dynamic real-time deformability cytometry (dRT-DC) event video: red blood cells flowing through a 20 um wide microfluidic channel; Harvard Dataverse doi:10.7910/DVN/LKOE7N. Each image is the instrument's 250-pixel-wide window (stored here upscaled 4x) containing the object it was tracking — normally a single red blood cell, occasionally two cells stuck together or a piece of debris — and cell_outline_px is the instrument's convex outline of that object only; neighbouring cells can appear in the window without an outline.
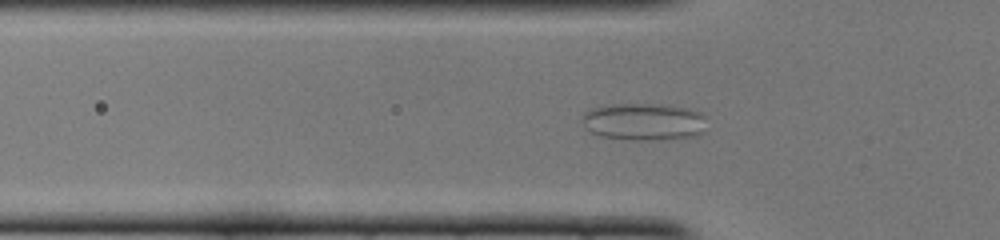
{"species": "common noctule bat (a hibernating species)", "species_latin": "Nyctalus noctula", "temperature_condition": "cold", "stored_images_in_passage": 50, "camera_frame_rate_fps": 3000, "um_per_image_px": 0.085, "animal": {"sex": "female", "body_mass_g": 22.0, "forearm_length_mm": 56.7}, "frame": {"image": 1, "passage_image": 16, "time_ms": 5.0, "image_size_px": [1000, 240], "cell_outline_px": [[704, 132], [700, 136], [636, 140], [600, 136], [592, 132], [584, 124], [580, 116], [584, 112], [592, 108], [612, 104], [668, 104], [688, 108], [700, 112], [704, 116]], "centroid_in_image_um": [54.74, 10.32], "position_along_channel_um": 71.1, "area_um2": 26.99}}
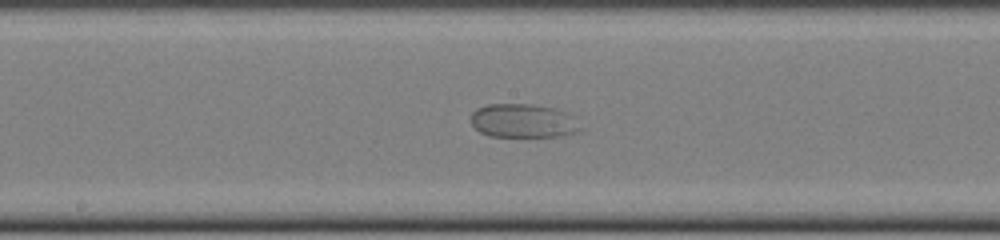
{"frame": {"image": 2, "passage_image": 26, "time_ms": 8.333, "image_size_px": [1000, 240], "cell_outline_px": [[584, 128], [576, 132], [560, 136], [488, 136], [480, 132], [472, 124], [472, 112], [476, 108], [488, 104], [532, 104], [556, 108], [580, 116]], "centroid_in_image_um": [44.6, 10.26], "position_along_channel_um": 203.6, "area_um2": 22.14}}
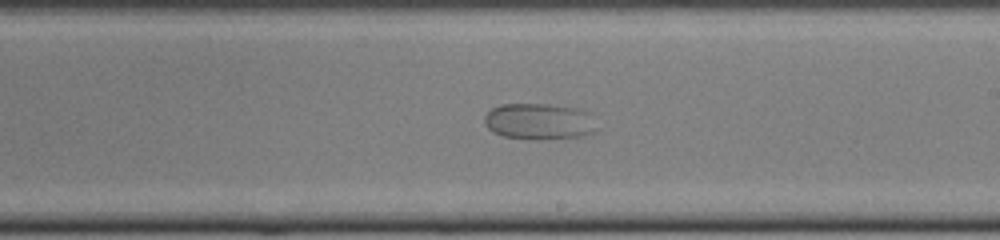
{"frame": {"image": 3, "passage_image": 29, "time_ms": 9.333, "image_size_px": [1000, 240], "cell_outline_px": [[596, 128], [592, 132], [580, 136], [504, 136], [492, 132], [484, 124], [484, 116], [492, 108], [500, 104], [548, 104], [576, 108], [588, 112]], "centroid_in_image_um": [45.76, 10.25], "position_along_channel_um": 243.2, "area_um2": 22.48}}